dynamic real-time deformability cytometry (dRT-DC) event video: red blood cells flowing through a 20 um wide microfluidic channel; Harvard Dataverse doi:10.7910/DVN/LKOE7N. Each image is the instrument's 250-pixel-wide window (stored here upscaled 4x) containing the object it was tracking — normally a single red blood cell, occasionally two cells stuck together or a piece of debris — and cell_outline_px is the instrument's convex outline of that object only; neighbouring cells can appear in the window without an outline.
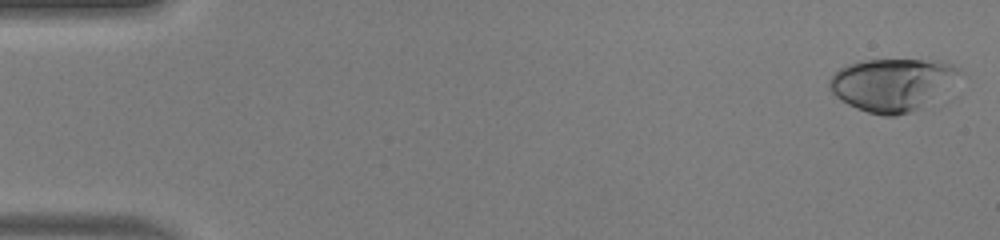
{"species": "human", "species_latin": "Homo sapiens", "temperature_condition": "warm", "stored_images_in_passage": 50, "camera_frame_rate_fps": 3000, "um_per_image_px": 0.085, "donor": {"sex": "male"}, "frame": {"image": 1, "passage_image": 1, "time_ms": 0.0, "image_size_px": [1000, 240], "cell_outline_px": [[960, 72], [916, 108], [908, 112], [896, 116], [884, 116], [868, 112], [856, 108], [840, 100], [828, 88], [828, 80], [840, 68], [848, 64], [860, 60], [920, 60], [952, 64], [960, 68]], "centroid_in_image_um": [75.64, 7.16], "position_along_channel_um": 9.4, "area_um2": 38.03}}
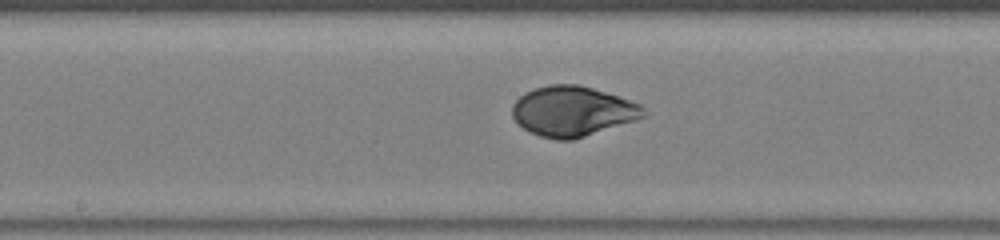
{"frame": {"image": 2, "passage_image": 26, "time_ms": 8.333, "image_size_px": [1000, 240], "cell_outline_px": [[648, 116], [636, 120], [572, 140], [556, 140], [540, 136], [524, 128], [512, 116], [512, 104], [524, 92], [548, 84], [576, 84], [592, 88], [640, 104], [644, 108]], "centroid_in_image_um": [48.66, 9.45], "position_along_channel_um": 199.5, "area_um2": 38.03}}
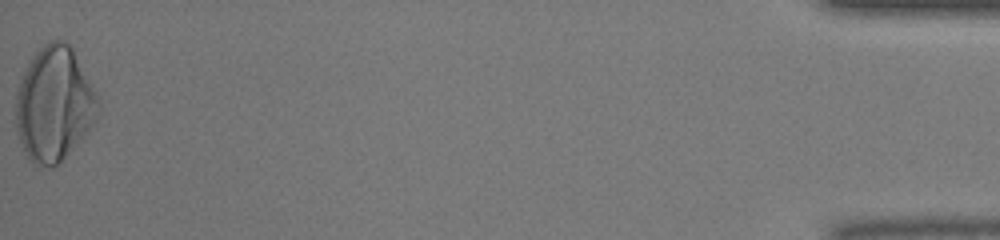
{"frame": {"image": 3, "passage_image": 50, "time_ms": 16.333, "image_size_px": [1000, 240], "cell_outline_px": [[100, 112], [96, 120], [64, 156], [52, 168], [48, 168], [36, 164], [24, 152], [16, 128], [16, 92], [20, 80], [32, 56], [44, 44], [52, 40], [64, 40], [72, 48], [96, 92]], "centroid_in_image_um": [4.59, 8.82], "position_along_channel_um": 430.6, "area_um2": 54.1}, "authors_computed_cell_mechanics": {"area_um2": 38.2347, "velocity_mm_per_s": 4.1209, "shape_relaxation_time_tau1_ms": 3.5854, "shape_relaxation_time_tau2_ms": null, "deformation_change_tau1": 0.2083, "deformation_change_tau2": null}}